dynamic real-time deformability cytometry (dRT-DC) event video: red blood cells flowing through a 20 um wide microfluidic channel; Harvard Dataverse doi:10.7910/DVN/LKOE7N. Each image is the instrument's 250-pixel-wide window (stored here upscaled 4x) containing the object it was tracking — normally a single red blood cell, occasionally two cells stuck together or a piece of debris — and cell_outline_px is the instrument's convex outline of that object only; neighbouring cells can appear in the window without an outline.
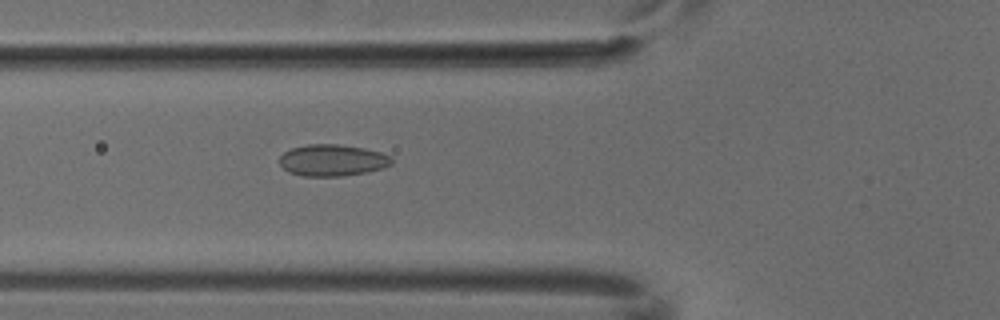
{"species": "common noctule bat (a hibernating species)", "species_latin": "Nyctalus noctula", "temperature_condition": "cold", "stored_images_in_passage": 3, "camera_frame_rate_fps": 3000, "um_per_image_px": 0.085, "animal": {"sex": "male", "body_mass_g": 18.8}, "frame": {"image": 1, "passage_image": 3, "time_ms": 0.667, "image_size_px": [1000, 320], "cell_outline_px": [[392, 164], [384, 168], [368, 172], [344, 176], [304, 176], [288, 172], [280, 164], [280, 156], [284, 152], [292, 148], [308, 144], [336, 144], [364, 148], [380, 152], [392, 156]], "centroid_in_image_um": [28.28, 13.63], "position_along_channel_um": 97.5, "area_um2": 20.75}}